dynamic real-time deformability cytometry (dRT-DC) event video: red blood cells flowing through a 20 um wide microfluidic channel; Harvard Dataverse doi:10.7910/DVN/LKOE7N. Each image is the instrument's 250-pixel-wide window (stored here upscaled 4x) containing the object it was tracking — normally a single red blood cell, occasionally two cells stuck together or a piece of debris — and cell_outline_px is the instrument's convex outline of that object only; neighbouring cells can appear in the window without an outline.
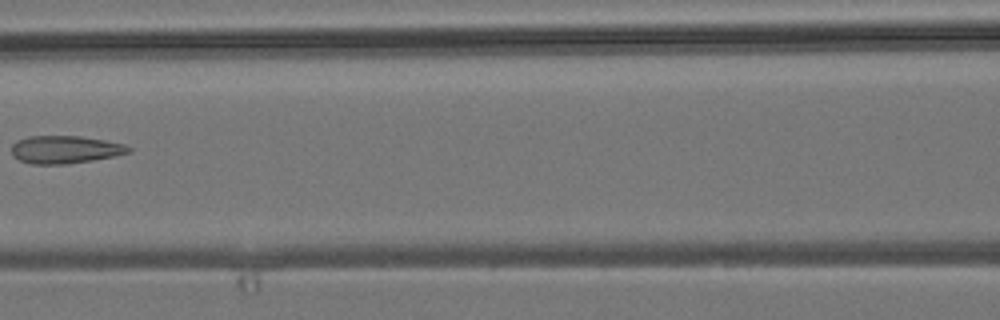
{"species": "common noctule bat (a hibernating species)", "species_latin": "Nyctalus noctula", "temperature_condition": "room temperature", "stored_images_in_passage": 7, "camera_frame_rate_fps": 3000, "um_per_image_px": 0.085, "animal": {"sex": "male", "body_mass_g": 19.2, "forearm_length_mm": 51.8}, "frame": {"image": 1, "passage_image": 6, "time_ms": 6.667, "image_size_px": [1000, 320], "cell_outline_px": [[132, 152], [116, 156], [92, 160], [64, 164], [32, 164], [20, 160], [12, 156], [12, 144], [16, 140], [28, 136], [80, 136], [104, 140], [124, 144], [132, 148]], "centroid_in_image_um": [5.53, 12.71], "position_along_channel_um": 161.1, "area_um2": 19.02}}
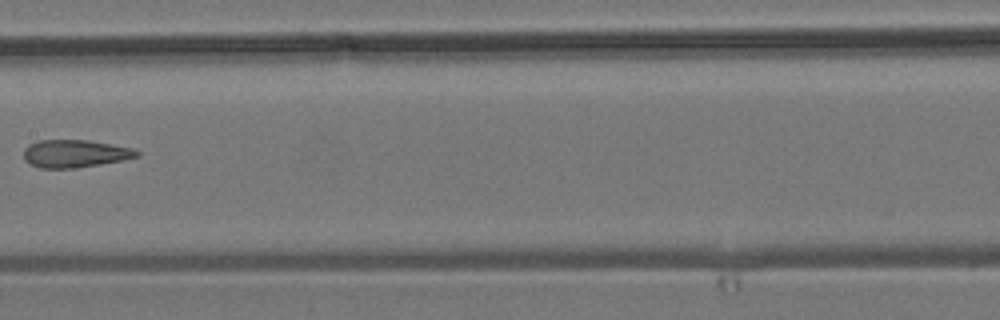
{"frame": {"image": 2, "passage_image": 7, "time_ms": 7.667, "image_size_px": [1000, 320], "cell_outline_px": [[140, 156], [124, 160], [76, 168], [40, 168], [24, 160], [24, 148], [28, 144], [40, 140], [88, 140], [132, 148], [140, 152]], "centroid_in_image_um": [6.37, 13.05], "position_along_channel_um": 201.0, "area_um2": 18.26}}